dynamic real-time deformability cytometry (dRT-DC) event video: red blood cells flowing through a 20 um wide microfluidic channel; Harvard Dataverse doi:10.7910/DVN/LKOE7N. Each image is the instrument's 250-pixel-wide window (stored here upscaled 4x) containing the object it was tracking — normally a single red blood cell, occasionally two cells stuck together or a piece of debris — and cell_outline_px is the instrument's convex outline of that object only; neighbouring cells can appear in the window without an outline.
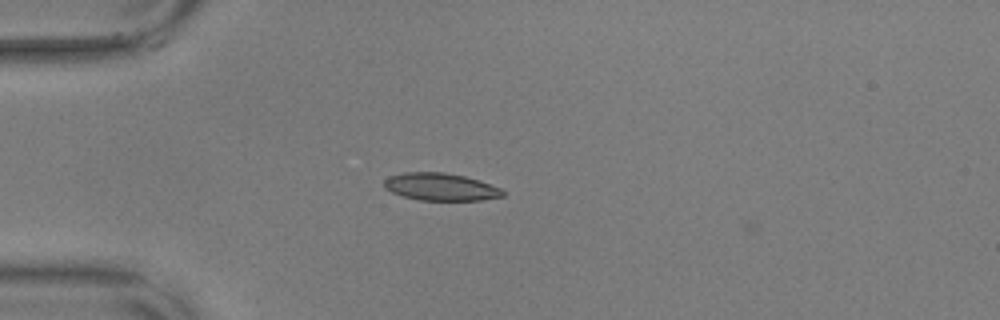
{"species": "common noctule bat (a hibernating species)", "species_latin": "Nyctalus noctula", "temperature_condition": "warm", "stored_images_in_passage": 4, "camera_frame_rate_fps": 3000, "um_per_image_px": 0.085, "animal": {"sex": "male", "body_mass_g": 17.9, "forearm_length_mm": 54.2}, "frame": {"image": 1, "passage_image": 1, "time_ms": 0.0, "image_size_px": [1000, 320], "cell_outline_px": [[504, 196], [480, 200], [420, 200], [404, 196], [392, 192], [384, 188], [384, 180], [388, 176], [404, 172], [444, 172], [464, 176], [480, 180], [500, 188], [504, 192]], "centroid_in_image_um": [37.44, 15.87], "position_along_channel_um": 47.6, "area_um2": 18.96}}